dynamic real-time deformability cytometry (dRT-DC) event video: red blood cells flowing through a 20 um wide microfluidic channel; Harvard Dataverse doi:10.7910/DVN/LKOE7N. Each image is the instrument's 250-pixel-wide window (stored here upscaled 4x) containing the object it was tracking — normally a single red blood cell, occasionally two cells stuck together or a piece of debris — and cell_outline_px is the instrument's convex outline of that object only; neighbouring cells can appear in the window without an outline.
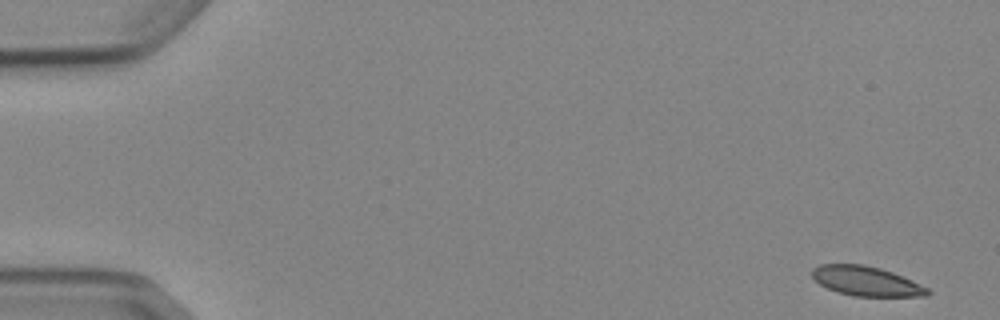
{"species": "Egyptian fruit bat (a non-hibernating species)", "species_latin": "Rousettus aegyptiacus", "temperature_condition": "cold", "stored_images_in_passage": 5, "camera_frame_rate_fps": 3000, "um_per_image_px": 0.085, "animal": {"sex": "female"}, "frame": {"image": 1, "passage_image": 1, "time_ms": 0.0, "image_size_px": [1000, 320], "cell_outline_px": [[932, 292], [928, 296], [856, 296], [840, 292], [828, 288], [820, 284], [812, 276], [812, 268], [820, 264], [864, 264], [880, 268], [892, 272], [928, 288]], "centroid_in_image_um": [73.63, 23.89], "position_along_channel_um": 11.4, "area_um2": 19.65}}
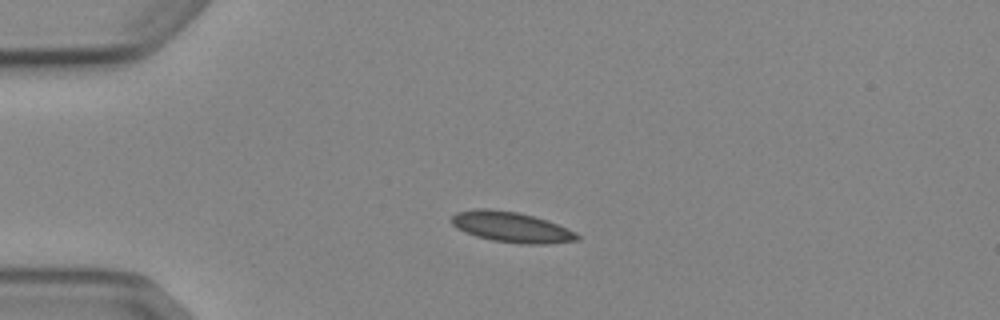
{"frame": {"image": 2, "passage_image": 4, "time_ms": 3.667, "image_size_px": [1000, 320], "cell_outline_px": [[580, 240], [548, 244], [520, 244], [492, 240], [476, 236], [464, 232], [456, 228], [452, 224], [452, 216], [456, 212], [476, 208], [488, 208], [516, 212], [548, 220], [576, 232], [580, 236]], "centroid_in_image_um": [43.47, 19.31], "position_along_channel_um": 41.5, "area_um2": 22.43}}